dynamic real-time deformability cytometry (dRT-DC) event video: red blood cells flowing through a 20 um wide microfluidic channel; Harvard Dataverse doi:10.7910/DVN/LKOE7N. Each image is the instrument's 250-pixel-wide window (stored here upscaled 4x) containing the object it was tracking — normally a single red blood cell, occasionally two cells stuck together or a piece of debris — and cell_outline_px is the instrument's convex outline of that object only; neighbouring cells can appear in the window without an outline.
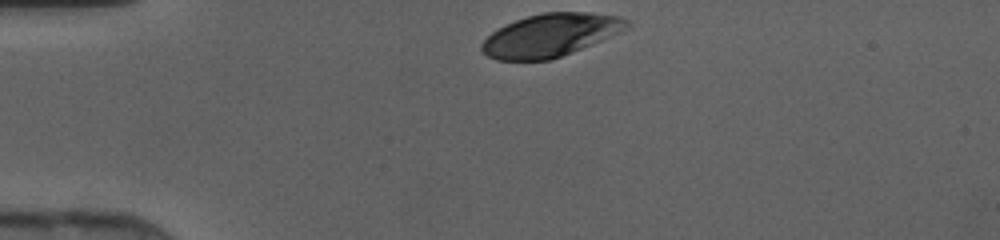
{"species": "human", "species_latin": "Homo sapiens", "temperature_condition": "cold", "stored_images_in_passage": 28, "camera_frame_rate_fps": 3000, "um_per_image_px": 0.085, "donor": {"sex": "female"}, "frame": {"image": 1, "passage_image": 1, "time_ms": 0.0, "image_size_px": [1000, 240], "cell_outline_px": [[632, 24], [628, 28], [620, 32], [552, 60], [496, 60], [488, 56], [480, 48], [480, 44], [492, 32], [516, 20], [528, 16], [544, 12], [588, 12], [620, 16], [628, 20]], "centroid_in_image_um": [46.81, 2.99], "position_along_channel_um": 38.2, "area_um2": 36.01}}
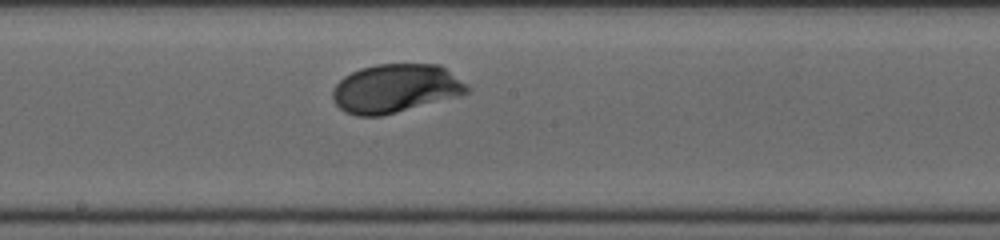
{"frame": {"image": 2, "passage_image": 16, "time_ms": 5.0, "image_size_px": [1000, 240], "cell_outline_px": [[472, 92], [460, 96], [380, 116], [356, 116], [344, 112], [332, 100], [332, 88], [344, 76], [360, 68], [376, 64], [440, 64], [468, 84], [472, 88]], "centroid_in_image_um": [33.64, 7.51], "position_along_channel_um": 214.6, "area_um2": 38.49}}
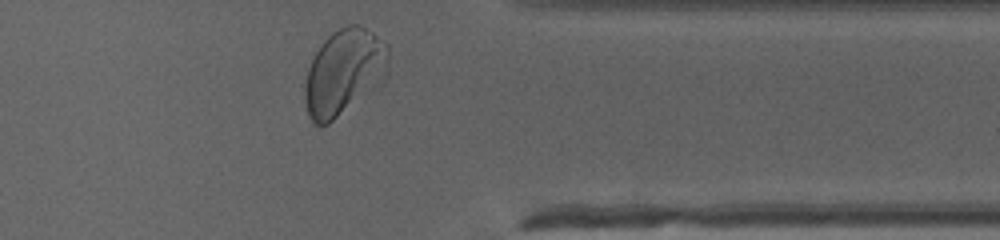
{"frame": {"image": 3, "passage_image": 28, "time_ms": 9.0, "image_size_px": [1000, 240], "cell_outline_px": [[388, 76], [328, 124], [312, 124], [308, 116], [304, 100], [304, 88], [308, 68], [316, 52], [324, 40], [332, 32], [348, 24], [360, 24], [372, 32], [388, 44]], "centroid_in_image_um": [29.23, 6.11], "position_along_channel_um": 382.2, "area_um2": 41.67}}